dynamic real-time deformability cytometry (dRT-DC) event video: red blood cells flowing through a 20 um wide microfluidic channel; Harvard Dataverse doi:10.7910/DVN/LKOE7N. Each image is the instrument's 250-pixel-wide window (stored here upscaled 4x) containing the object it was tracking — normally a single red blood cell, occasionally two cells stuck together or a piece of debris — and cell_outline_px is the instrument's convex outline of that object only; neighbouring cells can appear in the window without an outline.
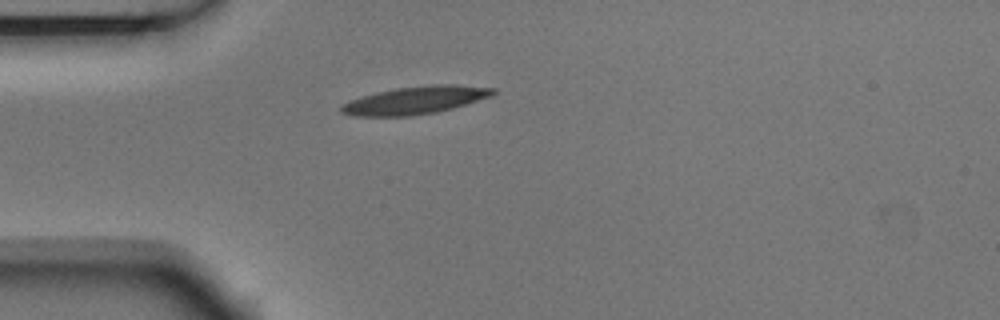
{"species": "Egyptian fruit bat (a non-hibernating species)", "species_latin": "Rousettus aegyptiacus", "temperature_condition": "room temperature", "stored_images_in_passage": 2, "camera_frame_rate_fps": 3000, "um_per_image_px": 0.085, "animal": {"sex": "male"}, "frame": {"image": 1, "passage_image": 1, "time_ms": 0.0, "image_size_px": [1000, 320], "cell_outline_px": [[496, 92], [492, 96], [452, 108], [436, 112], [408, 116], [352, 116], [340, 112], [340, 108], [344, 104], [360, 96], [376, 92], [396, 88], [432, 84], [456, 84], [496, 88]], "centroid_in_image_um": [35.32, 8.51], "position_along_channel_um": 49.7, "area_um2": 24.51}}